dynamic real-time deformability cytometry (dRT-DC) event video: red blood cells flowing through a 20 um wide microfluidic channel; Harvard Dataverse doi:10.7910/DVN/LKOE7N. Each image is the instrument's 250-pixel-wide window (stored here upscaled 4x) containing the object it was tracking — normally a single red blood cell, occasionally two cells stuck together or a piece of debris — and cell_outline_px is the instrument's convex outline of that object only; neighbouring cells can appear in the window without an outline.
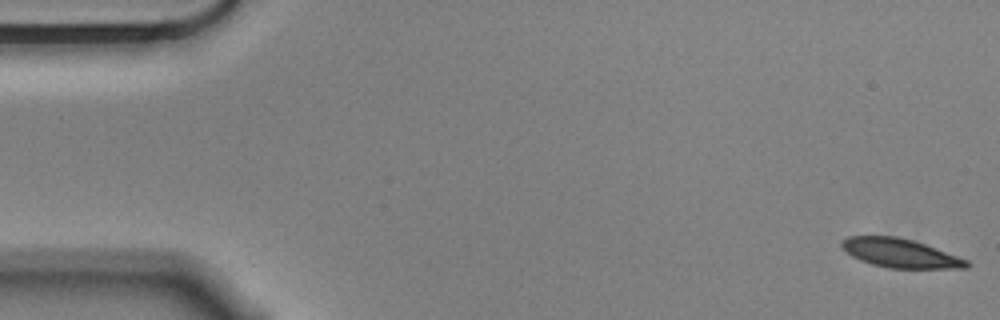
{"species": "Egyptian fruit bat (a non-hibernating species)", "species_latin": "Rousettus aegyptiacus", "temperature_condition": "cold", "stored_images_in_passage": 56, "camera_frame_rate_fps": 3000, "um_per_image_px": 0.085, "animal": {"sex": "male"}, "frame": {"image": 1, "passage_image": 1, "time_ms": 0.0, "image_size_px": [1000, 320], "cell_outline_px": [[972, 264], [968, 268], [888, 268], [872, 264], [860, 260], [852, 256], [840, 244], [840, 240], [848, 236], [896, 236], [912, 240], [924, 244], [968, 260]], "centroid_in_image_um": [76.51, 21.52], "position_along_channel_um": 8.5, "area_um2": 20.87}}
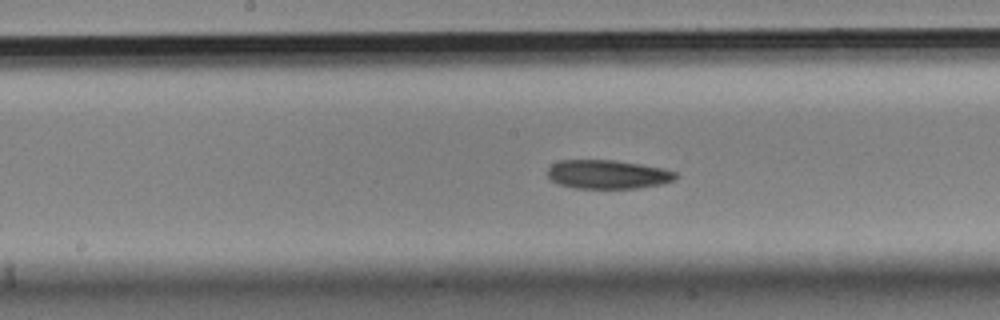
{"frame": {"image": 2, "passage_image": 28, "time_ms": 9.0, "image_size_px": [1000, 320], "cell_outline_px": [[680, 176], [676, 180], [664, 184], [640, 188], [576, 188], [556, 184], [548, 180], [548, 168], [552, 164], [560, 160], [616, 160], [664, 168], [676, 172]], "centroid_in_image_um": [51.69, 14.83], "position_along_channel_um": 196.5, "area_um2": 21.96}}
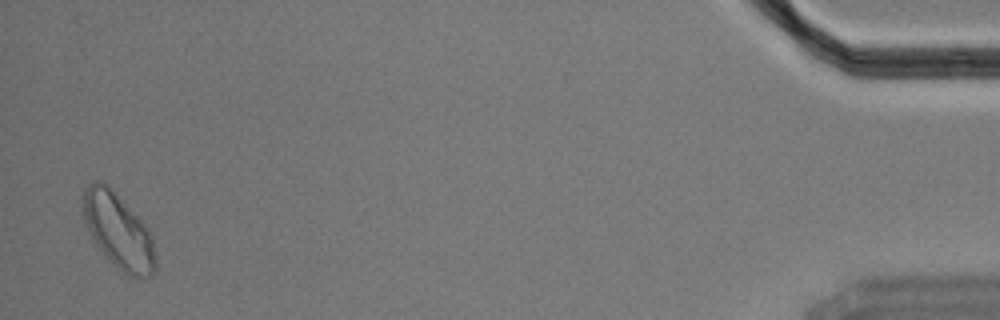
{"frame": {"image": 3, "passage_image": 55, "time_ms": 18.0, "image_size_px": [1000, 320], "cell_outline_px": [[156, 268], [148, 276], [128, 276], [120, 272], [96, 244], [84, 220], [84, 188], [88, 184], [96, 180], [108, 184], [148, 228], [152, 236], [156, 256]], "centroid_in_image_um": [10.08, 19.63], "position_along_channel_um": 425.1, "area_um2": 31.27}, "authors_computed_cell_mechanics": {"area_um2": 22.1952, "velocity_mm_per_s": 3.5284, "shape_relaxation_time_tau1_ms": 5.2149, "shape_relaxation_time_tau2_ms": null, "deformation_change_tau1": 0.0915, "deformation_change_tau2": null}}